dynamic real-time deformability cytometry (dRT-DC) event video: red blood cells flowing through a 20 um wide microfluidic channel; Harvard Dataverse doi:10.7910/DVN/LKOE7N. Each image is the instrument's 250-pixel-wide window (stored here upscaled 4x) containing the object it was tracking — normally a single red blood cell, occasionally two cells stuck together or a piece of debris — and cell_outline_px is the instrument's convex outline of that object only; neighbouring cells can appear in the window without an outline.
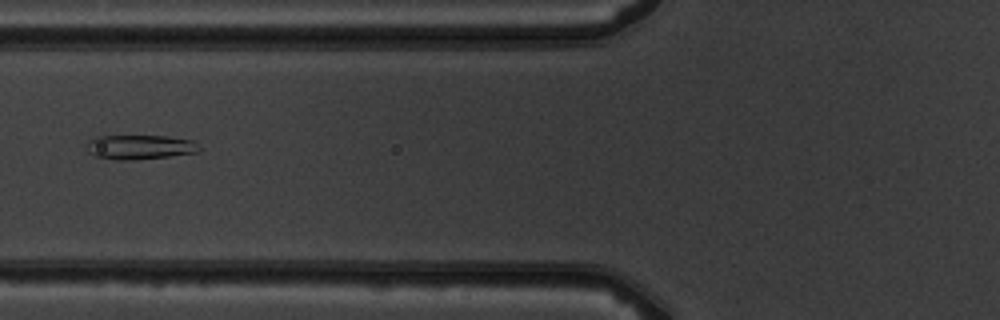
{"species": "common noctule bat (a hibernating species)", "species_latin": "Nyctalus noctula", "temperature_condition": "warm", "stored_images_in_passage": 3, "camera_frame_rate_fps": 3000, "um_per_image_px": 0.085, "animal": {"sex": "male", "body_mass_g": 19.5, "forearm_length_mm": 54.6}, "frame": {"image": 1, "passage_image": 3, "time_ms": 2.333, "image_size_px": [1000, 320], "cell_outline_px": [[200, 152], [168, 156], [128, 160], [116, 160], [96, 156], [88, 152], [88, 140], [96, 136], [168, 136], [192, 140], [200, 148]], "centroid_in_image_um": [11.89, 12.49], "position_along_channel_um": 113.9, "area_um2": 15.9}}